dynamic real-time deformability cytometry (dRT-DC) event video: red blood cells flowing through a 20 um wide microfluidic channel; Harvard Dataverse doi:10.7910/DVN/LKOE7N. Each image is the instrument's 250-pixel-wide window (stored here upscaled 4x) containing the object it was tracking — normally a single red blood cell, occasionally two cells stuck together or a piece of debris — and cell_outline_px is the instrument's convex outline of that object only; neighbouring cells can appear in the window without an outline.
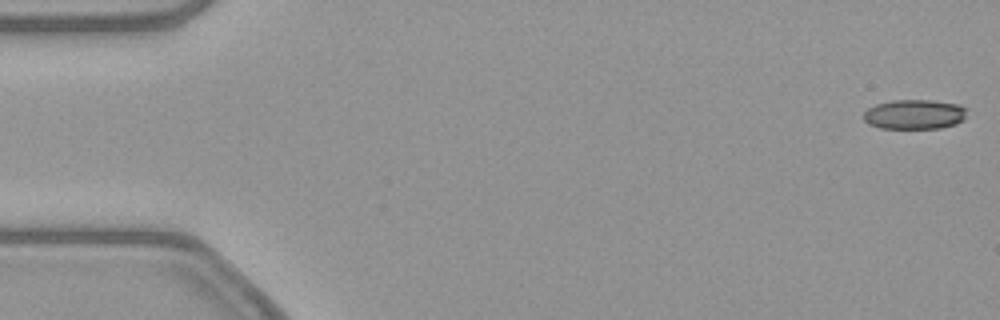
{"species": "common noctule bat (a hibernating species)", "species_latin": "Nyctalus noctula", "temperature_condition": "warm", "stored_images_in_passage": 53, "camera_frame_rate_fps": 3000, "um_per_image_px": 0.085, "animal": {"sex": "female", "body_mass_g": 21.9}, "frame": {"image": 1, "passage_image": 1, "time_ms": 0.0, "image_size_px": [1000, 320], "cell_outline_px": [[968, 108], [964, 120], [956, 124], [940, 128], [880, 128], [868, 124], [864, 120], [864, 112], [868, 108], [876, 104], [892, 100], [932, 100], [960, 104]], "centroid_in_image_um": [77.76, 9.71], "position_along_channel_um": 7.2, "area_um2": 18.09}}
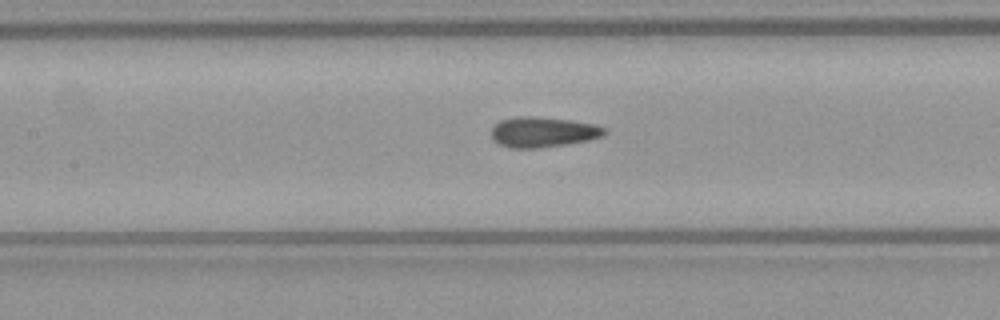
{"frame": {"image": 2, "passage_image": 24, "time_ms": 7.667, "image_size_px": [1000, 320], "cell_outline_px": [[608, 132], [604, 136], [588, 140], [568, 144], [536, 148], [512, 148], [500, 144], [492, 140], [492, 128], [500, 120], [516, 116], [536, 116], [572, 120], [596, 124], [604, 128]], "centroid_in_image_um": [46.18, 11.21], "position_along_channel_um": 161.2, "area_um2": 20.17}}
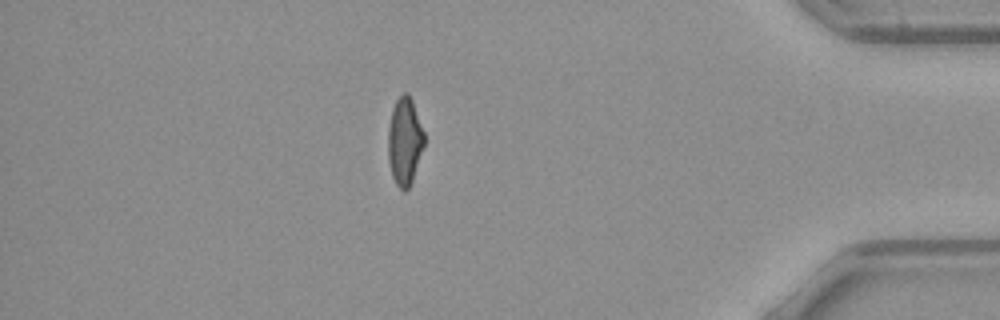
{"frame": {"image": 3, "passage_image": 46, "time_ms": 15.0, "image_size_px": [1000, 320], "cell_outline_px": [[424, 144], [412, 180], [408, 188], [404, 192], [396, 184], [392, 176], [388, 160], [388, 128], [392, 108], [396, 100], [404, 92], [408, 92], [412, 100], [424, 132]], "centroid_in_image_um": [34.38, 11.99], "position_along_channel_um": 400.8, "area_um2": 18.32}, "authors_computed_cell_mechanics": {"area_um2": 19.4208, "velocity_mm_per_s": 3.8684, "shape_relaxation_time_tau1_ms": null, "shape_relaxation_time_tau2_ms": 1.5279, "deformation_change_tau1": null, "deformation_change_tau2": 0.0781}}